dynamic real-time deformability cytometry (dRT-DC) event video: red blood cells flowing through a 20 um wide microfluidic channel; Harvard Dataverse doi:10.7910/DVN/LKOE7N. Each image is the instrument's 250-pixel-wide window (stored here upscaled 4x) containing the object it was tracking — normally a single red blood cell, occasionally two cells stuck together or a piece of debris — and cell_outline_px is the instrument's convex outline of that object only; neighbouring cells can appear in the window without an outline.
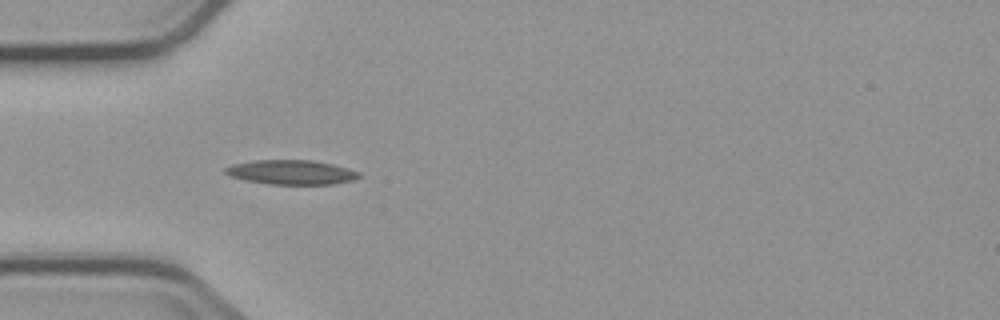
{"species": "common noctule bat (a hibernating species)", "species_latin": "Nyctalus noctula", "temperature_condition": "cold", "stored_images_in_passage": 4, "camera_frame_rate_fps": 3000, "um_per_image_px": 0.085, "animal": {"sex": "male", "body_mass_g": 23.1, "forearm_length_mm": 52.7}, "frame": {"image": 1, "passage_image": 3, "time_ms": 3.667, "image_size_px": [1000, 320], "cell_outline_px": [[360, 176], [352, 180], [332, 184], [268, 184], [244, 180], [232, 176], [224, 172], [224, 168], [232, 164], [256, 160], [312, 160], [332, 164], [348, 168], [360, 172]], "centroid_in_image_um": [24.75, 14.64], "position_along_channel_um": 60.2, "area_um2": 18.96}}
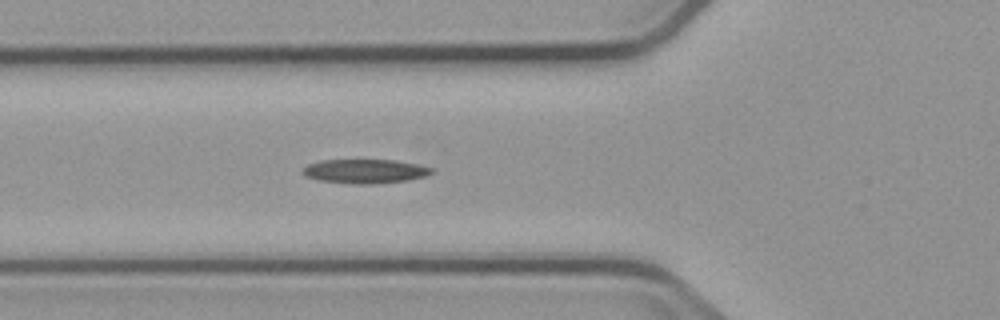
{"frame": {"image": 2, "passage_image": 4, "time_ms": 4.667, "image_size_px": [1000, 320], "cell_outline_px": [[432, 172], [424, 176], [408, 180], [376, 184], [352, 184], [320, 180], [304, 176], [304, 168], [308, 164], [324, 160], [392, 160], [416, 164], [432, 168]], "centroid_in_image_um": [31.02, 14.56], "position_along_channel_um": 94.8, "area_um2": 17.86}}